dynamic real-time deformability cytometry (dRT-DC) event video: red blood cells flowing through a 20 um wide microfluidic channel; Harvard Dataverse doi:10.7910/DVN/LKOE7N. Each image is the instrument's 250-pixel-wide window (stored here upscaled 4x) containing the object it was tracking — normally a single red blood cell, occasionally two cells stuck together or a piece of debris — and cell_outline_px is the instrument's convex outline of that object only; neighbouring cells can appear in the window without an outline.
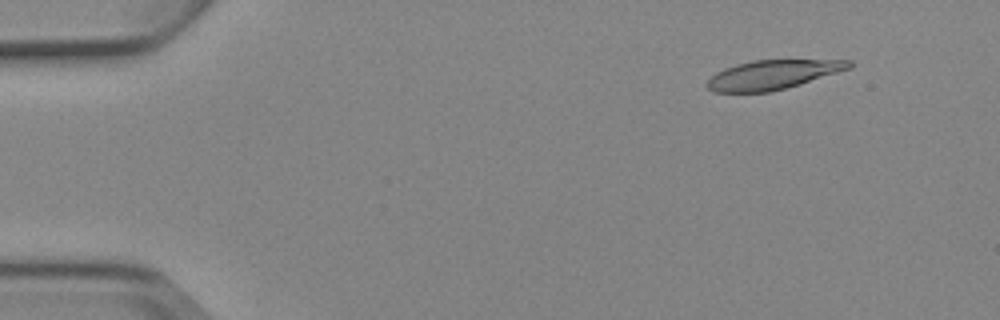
{"species": "Egyptian fruit bat (a non-hibernating species)", "species_latin": "Rousettus aegyptiacus", "temperature_condition": "cold", "stored_images_in_passage": 8, "camera_frame_rate_fps": 3000, "um_per_image_px": 0.085, "animal": {"sex": "female"}, "frame": {"image": 1, "passage_image": 2, "time_ms": 1.0, "image_size_px": [1000, 320], "cell_outline_px": [[852, 68], [788, 88], [768, 92], [712, 92], [704, 84], [716, 72], [724, 68], [736, 64], [752, 60], [852, 60]], "centroid_in_image_um": [65.67, 6.35], "position_along_channel_um": 19.3, "area_um2": 24.33}}
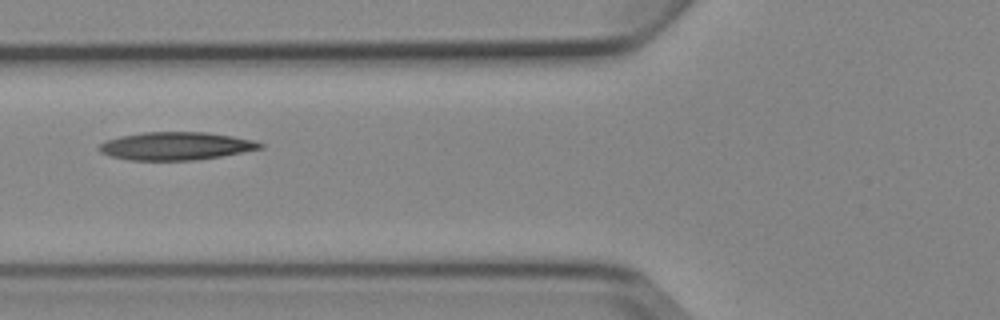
{"frame": {"image": 2, "passage_image": 6, "time_ms": 6.0, "image_size_px": [1000, 320], "cell_outline_px": [[264, 148], [220, 156], [196, 160], [128, 160], [112, 156], [100, 152], [96, 148], [104, 140], [120, 136], [144, 132], [208, 132], [232, 136], [252, 140], [264, 144]], "centroid_in_image_um": [14.92, 12.41], "position_along_channel_um": 110.9, "area_um2": 26.24}}
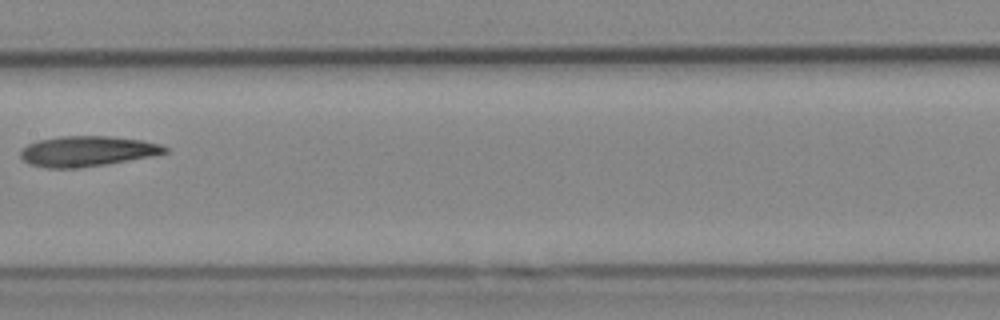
{"frame": {"image": 3, "passage_image": 8, "time_ms": 8.333, "image_size_px": [1000, 320], "cell_outline_px": [[168, 152], [152, 156], [80, 168], [48, 168], [28, 164], [20, 156], [20, 152], [28, 144], [40, 140], [60, 136], [108, 136], [144, 140], [160, 144], [168, 148]], "centroid_in_image_um": [7.42, 12.85], "position_along_channel_um": 200.0, "area_um2": 25.43}}